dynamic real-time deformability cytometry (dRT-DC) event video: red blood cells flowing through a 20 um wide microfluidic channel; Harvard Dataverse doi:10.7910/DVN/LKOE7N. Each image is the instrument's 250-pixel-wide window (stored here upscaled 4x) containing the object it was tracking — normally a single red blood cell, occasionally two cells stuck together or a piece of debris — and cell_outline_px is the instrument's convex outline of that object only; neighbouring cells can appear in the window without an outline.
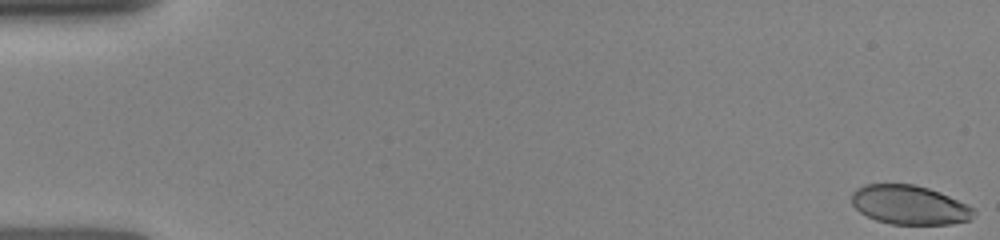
{"species": "human", "species_latin": "Homo sapiens", "temperature_condition": "room temperature", "stored_images_in_passage": 31, "segment_of_instrument_passage": [1, 2], "camera_frame_rate_fps": 3000, "um_per_image_px": 0.085, "donor": {"sex": "female"}, "frame": {"image": 1, "passage_image": 1, "time_ms": 0.0, "image_size_px": [1000, 240], "cell_outline_px": [[976, 212], [968, 220], [952, 224], [892, 224], [876, 220], [860, 212], [852, 204], [852, 192], [856, 188], [864, 184], [916, 184], [940, 192], [968, 204], [976, 208]], "centroid_in_image_um": [77.32, 17.41], "position_along_channel_um": 7.7, "area_um2": 27.98}}
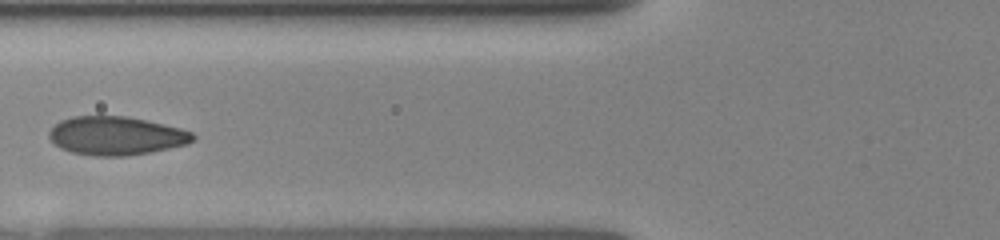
{"frame": {"image": 2, "passage_image": 13, "time_ms": 6.333, "image_size_px": [1000, 240], "cell_outline_px": [[196, 140], [188, 144], [152, 152], [124, 156], [96, 156], [72, 152], [60, 148], [52, 144], [48, 136], [48, 132], [60, 120], [72, 116], [128, 116], [164, 124], [180, 128], [192, 132], [196, 136]], "centroid_in_image_um": [9.87, 11.54], "position_along_channel_um": 115.9, "area_um2": 32.6}}
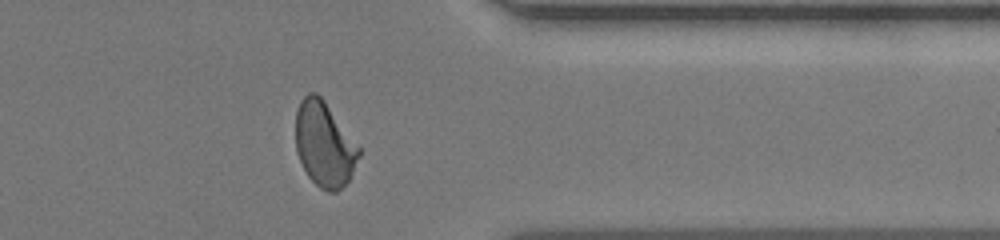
{"frame": {"image": 3, "passage_image": 25, "time_ms": 13.0, "image_size_px": [1000, 240], "cell_outline_px": [[360, 156], [348, 180], [336, 192], [328, 192], [320, 188], [308, 176], [300, 160], [296, 148], [296, 112], [300, 100], [308, 92], [316, 92], [324, 100], [360, 148]], "centroid_in_image_um": [27.56, 12.25], "position_along_channel_um": 383.8, "area_um2": 30.98}}